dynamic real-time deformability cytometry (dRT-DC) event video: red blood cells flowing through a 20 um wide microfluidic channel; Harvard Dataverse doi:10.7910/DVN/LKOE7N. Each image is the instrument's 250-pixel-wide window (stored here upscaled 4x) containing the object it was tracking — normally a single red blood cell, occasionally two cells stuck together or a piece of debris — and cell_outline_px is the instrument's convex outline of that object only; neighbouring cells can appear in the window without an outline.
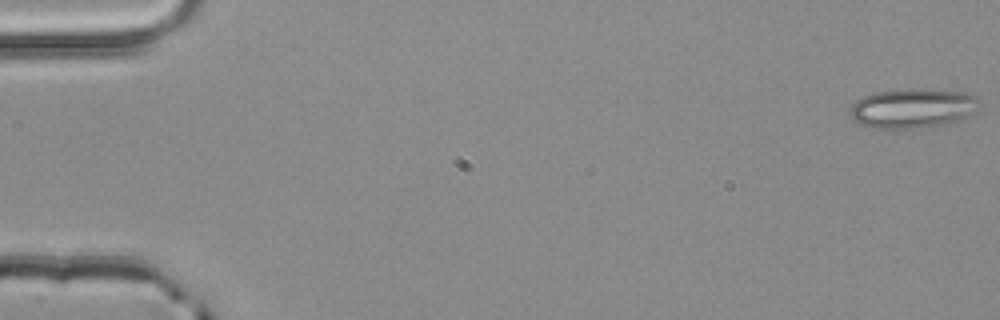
{"species": "common noctule bat (a hibernating species)", "species_latin": "Nyctalus noctula", "temperature_condition": "room temperature", "stored_images_in_passage": 4, "camera_frame_rate_fps": 3000, "um_per_image_px": 0.085, "animal": {"sex": "male", "body_mass_g": 20.4}, "frame": {"image": 1, "passage_image": 1, "time_ms": 0.0, "image_size_px": [1000, 320], "cell_outline_px": [[984, 104], [980, 108], [956, 120], [940, 124], [916, 128], [876, 128], [860, 124], [848, 112], [852, 104], [856, 100], [864, 96], [876, 92], [908, 88], [964, 92], [976, 96]], "centroid_in_image_um": [77.58, 9.18], "position_along_channel_um": 7.4, "area_um2": 29.54}}